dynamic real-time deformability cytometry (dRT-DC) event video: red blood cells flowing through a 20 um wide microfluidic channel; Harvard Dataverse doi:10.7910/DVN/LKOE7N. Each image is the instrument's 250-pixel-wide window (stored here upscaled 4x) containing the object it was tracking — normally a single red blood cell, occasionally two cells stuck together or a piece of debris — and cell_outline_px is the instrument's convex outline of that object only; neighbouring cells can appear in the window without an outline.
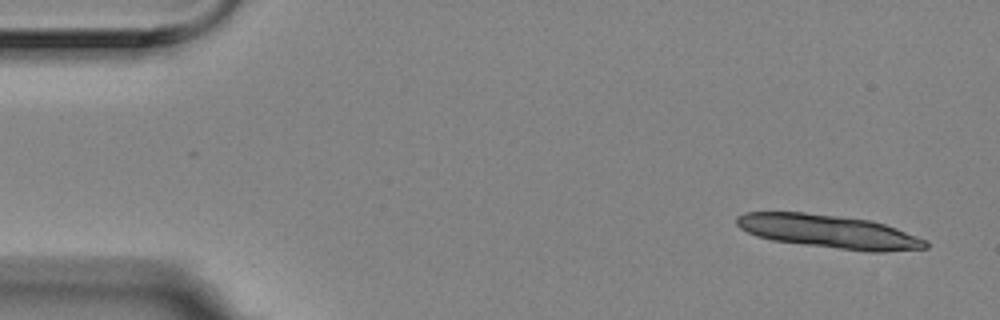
{"species": "Egyptian fruit bat (a non-hibernating species)", "species_latin": "Rousettus aegyptiacus", "temperature_condition": "room temperature", "stored_images_in_passage": 5, "camera_frame_rate_fps": 3000, "um_per_image_px": 0.085, "animal": {"sex": "female"}, "frame": {"image": 1, "passage_image": 1, "time_ms": 0.0, "image_size_px": [1000, 320], "cell_outline_px": [[928, 248], [884, 252], [868, 252], [772, 240], [756, 236], [740, 228], [736, 224], [736, 216], [744, 212], [804, 212], [872, 220], [896, 228], [928, 240]], "centroid_in_image_um": [70.47, 19.68], "position_along_channel_um": 14.5, "area_um2": 36.76}}